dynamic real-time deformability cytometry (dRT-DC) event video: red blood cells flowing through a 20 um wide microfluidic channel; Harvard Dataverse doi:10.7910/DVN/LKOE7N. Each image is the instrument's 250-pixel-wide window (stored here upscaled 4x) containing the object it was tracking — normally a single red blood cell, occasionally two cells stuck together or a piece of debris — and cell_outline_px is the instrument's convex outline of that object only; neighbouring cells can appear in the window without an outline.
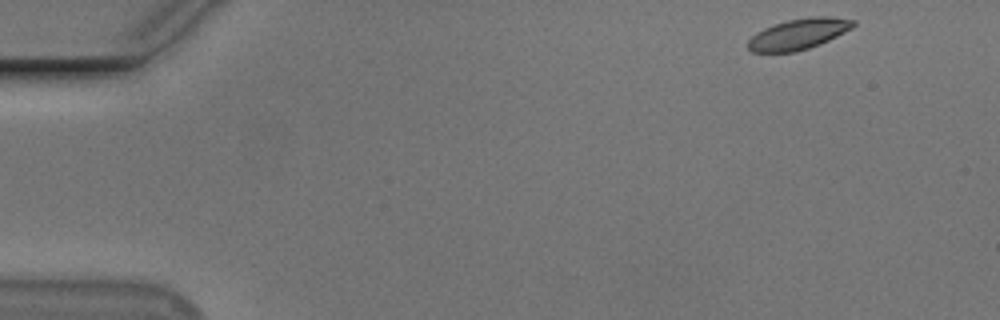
{"species": "Egyptian fruit bat (a non-hibernating species)", "species_latin": "Rousettus aegyptiacus", "temperature_condition": "cold", "stored_images_in_passage": 6, "camera_frame_rate_fps": 3000, "um_per_image_px": 0.085, "animal": {"sex": "male"}, "frame": {"image": 1, "passage_image": 1, "time_ms": 0.0, "image_size_px": [1000, 320], "cell_outline_px": [[856, 24], [852, 28], [820, 44], [808, 48], [792, 52], [752, 52], [748, 48], [748, 40], [756, 32], [764, 28], [788, 20], [812, 16], [832, 16], [856, 20]], "centroid_in_image_um": [67.89, 2.88], "position_along_channel_um": 17.1, "area_um2": 18.79}}